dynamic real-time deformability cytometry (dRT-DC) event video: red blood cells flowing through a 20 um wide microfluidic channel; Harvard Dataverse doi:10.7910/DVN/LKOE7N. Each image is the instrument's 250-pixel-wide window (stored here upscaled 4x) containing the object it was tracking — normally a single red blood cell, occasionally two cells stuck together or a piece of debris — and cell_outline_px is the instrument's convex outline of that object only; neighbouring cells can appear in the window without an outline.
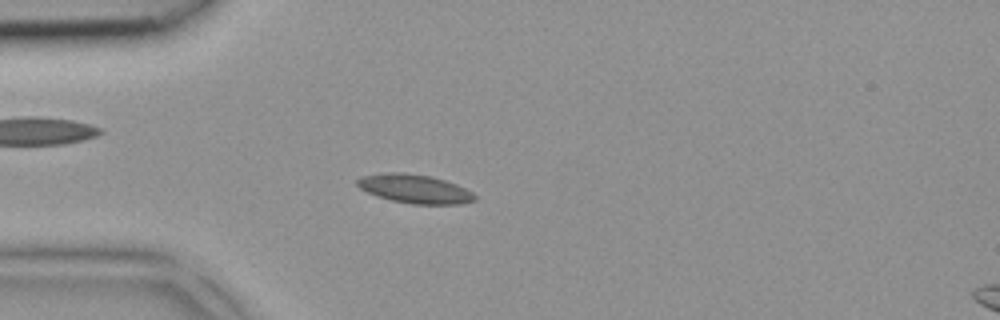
{"species": "common noctule bat (a hibernating species)", "species_latin": "Nyctalus noctula", "temperature_condition": "room temperature", "stored_images_in_passage": 3, "camera_frame_rate_fps": 3000, "um_per_image_px": 0.085, "animal": {"sex": "female", "body_mass_g": 18.4}, "frame": {"image": 1, "passage_image": 3, "time_ms": 0.667, "image_size_px": [1000, 320], "cell_outline_px": [[476, 200], [460, 204], [412, 204], [392, 200], [376, 196], [360, 188], [356, 184], [356, 180], [360, 176], [380, 172], [404, 172], [432, 176], [456, 184], [472, 192], [476, 196]], "centroid_in_image_um": [35.22, 16.03], "position_along_channel_um": 49.8, "area_um2": 19.88}}